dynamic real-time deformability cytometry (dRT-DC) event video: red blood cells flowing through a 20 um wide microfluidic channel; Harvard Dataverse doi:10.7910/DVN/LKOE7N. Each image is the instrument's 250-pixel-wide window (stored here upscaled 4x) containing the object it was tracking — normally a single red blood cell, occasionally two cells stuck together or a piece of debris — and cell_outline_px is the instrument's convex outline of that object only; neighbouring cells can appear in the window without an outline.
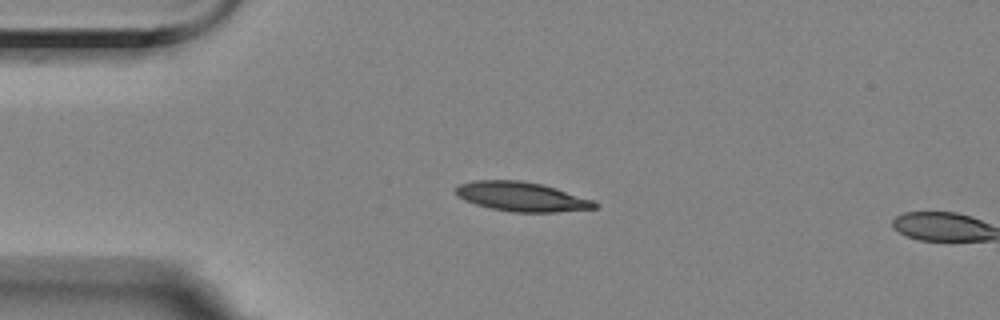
{"species": "Egyptian fruit bat (a non-hibernating species)", "species_latin": "Rousettus aegyptiacus", "temperature_condition": "room temperature", "stored_images_in_passage": 1, "camera_frame_rate_fps": 3000, "um_per_image_px": 0.085, "animal": {"sex": "female"}, "frame": {"image": 1, "passage_image": 1, "time_ms": 0.0, "image_size_px": [1000, 320], "cell_outline_px": [[600, 204], [596, 208], [556, 212], [512, 212], [488, 208], [464, 200], [456, 192], [456, 188], [460, 184], [472, 180], [520, 180], [540, 184], [592, 200]], "centroid_in_image_um": [44.31, 16.72], "position_along_channel_um": 40.7, "area_um2": 23.47}}